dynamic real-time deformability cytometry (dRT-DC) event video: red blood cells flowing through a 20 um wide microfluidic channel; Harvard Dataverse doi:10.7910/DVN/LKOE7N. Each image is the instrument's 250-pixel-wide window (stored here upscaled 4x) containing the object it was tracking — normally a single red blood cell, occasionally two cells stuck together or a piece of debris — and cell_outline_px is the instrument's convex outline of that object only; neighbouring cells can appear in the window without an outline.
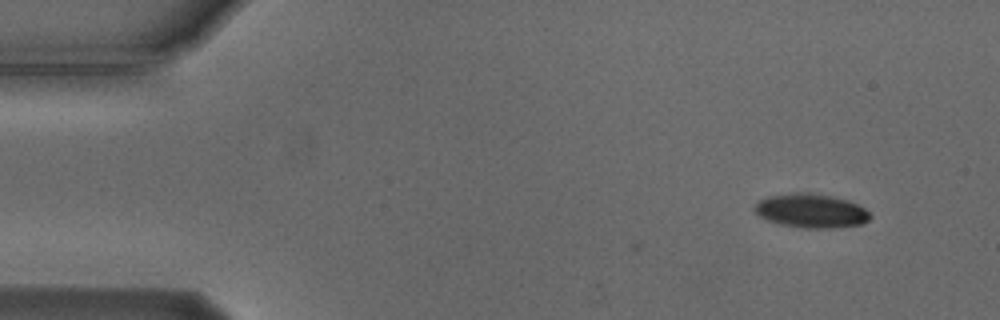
{"species": "Egyptian fruit bat (a non-hibernating species)", "species_latin": "Rousettus aegyptiacus", "temperature_condition": "cold", "stored_images_in_passage": 2, "camera_frame_rate_fps": 3000, "um_per_image_px": 0.085, "animal": {"sex": "male"}, "frame": {"image": 1, "passage_image": 2, "time_ms": 0.333, "image_size_px": [1000, 320], "cell_outline_px": [[872, 216], [868, 220], [860, 224], [832, 228], [808, 228], [784, 224], [768, 220], [760, 216], [752, 208], [760, 200], [768, 196], [792, 192], [808, 192], [832, 196], [848, 200], [864, 208]], "centroid_in_image_um": [68.94, 17.9], "position_along_channel_um": 16.1, "area_um2": 22.66}}